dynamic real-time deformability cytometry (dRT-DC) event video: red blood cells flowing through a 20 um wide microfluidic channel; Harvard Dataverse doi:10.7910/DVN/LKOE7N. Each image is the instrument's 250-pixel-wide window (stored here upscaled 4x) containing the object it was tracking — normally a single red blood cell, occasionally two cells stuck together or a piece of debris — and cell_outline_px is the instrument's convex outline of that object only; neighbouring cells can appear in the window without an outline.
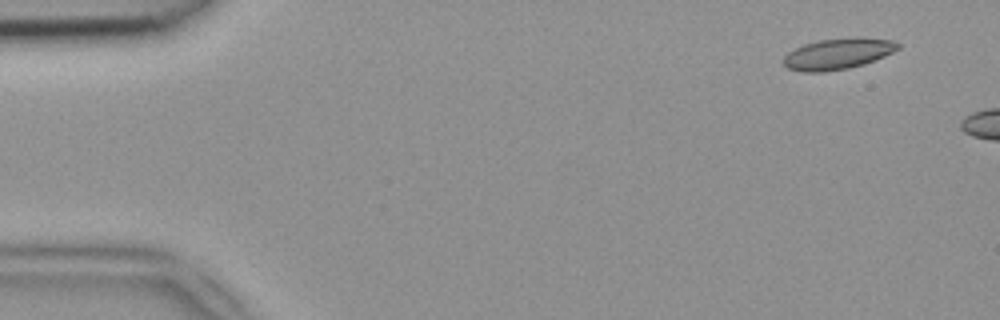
{"species": "common noctule bat (a hibernating species)", "species_latin": "Nyctalus noctula", "temperature_condition": "room temperature", "stored_images_in_passage": 6, "camera_frame_rate_fps": 3000, "um_per_image_px": 0.085, "animal": {"sex": "female", "body_mass_g": 18.4}, "frame": {"image": 1, "passage_image": 2, "time_ms": 0.333, "image_size_px": [1000, 320], "cell_outline_px": [[900, 48], [884, 56], [864, 64], [848, 68], [824, 72], [804, 72], [788, 68], [784, 64], [784, 56], [788, 52], [804, 44], [820, 40], [856, 36], [896, 40], [900, 44]], "centroid_in_image_um": [71.26, 4.55], "position_along_channel_um": 13.7, "area_um2": 20.81}}